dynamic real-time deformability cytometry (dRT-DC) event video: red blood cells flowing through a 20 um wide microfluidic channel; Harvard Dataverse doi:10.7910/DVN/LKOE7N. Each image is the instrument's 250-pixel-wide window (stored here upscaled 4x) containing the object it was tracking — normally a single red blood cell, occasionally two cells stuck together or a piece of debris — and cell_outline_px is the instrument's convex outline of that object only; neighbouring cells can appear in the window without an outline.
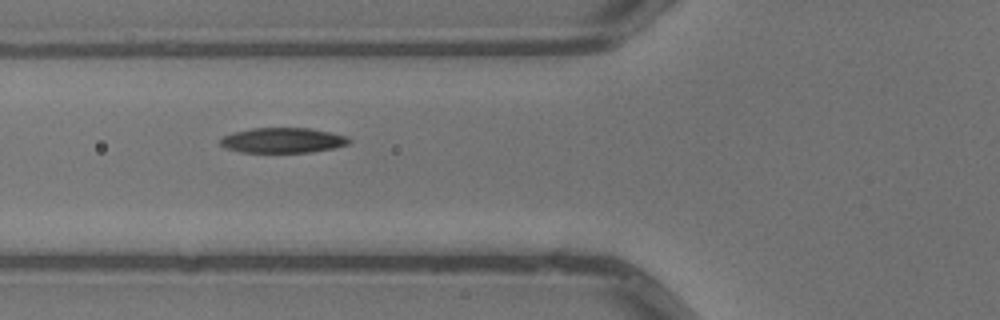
{"species": "common noctule bat (a hibernating species)", "species_latin": "Nyctalus noctula", "temperature_condition": "warm", "stored_images_in_passage": 7, "camera_frame_rate_fps": 3000, "um_per_image_px": 0.085, "animal": {"sex": "male", "body_mass_g": 13.3}, "frame": {"image": 1, "passage_image": 6, "time_ms": 1.667, "image_size_px": [1000, 320], "cell_outline_px": [[352, 140], [348, 144], [336, 148], [312, 152], [240, 152], [224, 148], [220, 144], [220, 140], [224, 136], [232, 132], [252, 128], [308, 128], [348, 136]], "centroid_in_image_um": [24.04, 11.93], "position_along_channel_um": 101.8, "area_um2": 18.96}}
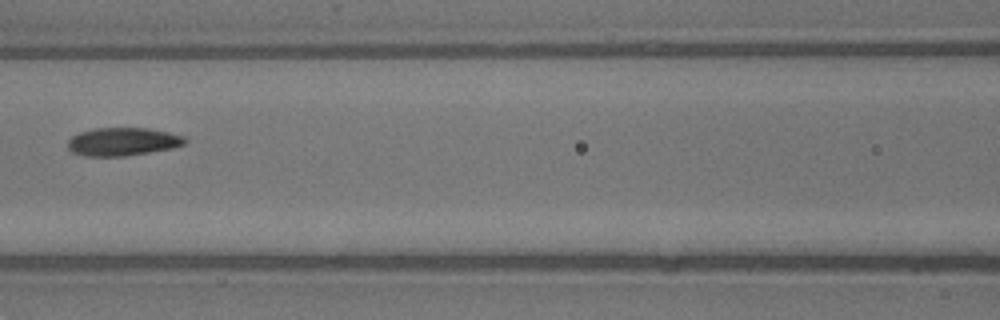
{"frame": {"image": 2, "passage_image": 7, "time_ms": 2.0, "image_size_px": [1000, 320], "cell_outline_px": [[188, 140], [184, 144], [172, 148], [124, 156], [84, 156], [72, 152], [68, 148], [68, 140], [72, 136], [80, 132], [92, 128], [148, 128], [168, 132], [184, 136]], "centroid_in_image_um": [10.42, 12.03], "position_along_channel_um": 156.2, "area_um2": 19.19}}